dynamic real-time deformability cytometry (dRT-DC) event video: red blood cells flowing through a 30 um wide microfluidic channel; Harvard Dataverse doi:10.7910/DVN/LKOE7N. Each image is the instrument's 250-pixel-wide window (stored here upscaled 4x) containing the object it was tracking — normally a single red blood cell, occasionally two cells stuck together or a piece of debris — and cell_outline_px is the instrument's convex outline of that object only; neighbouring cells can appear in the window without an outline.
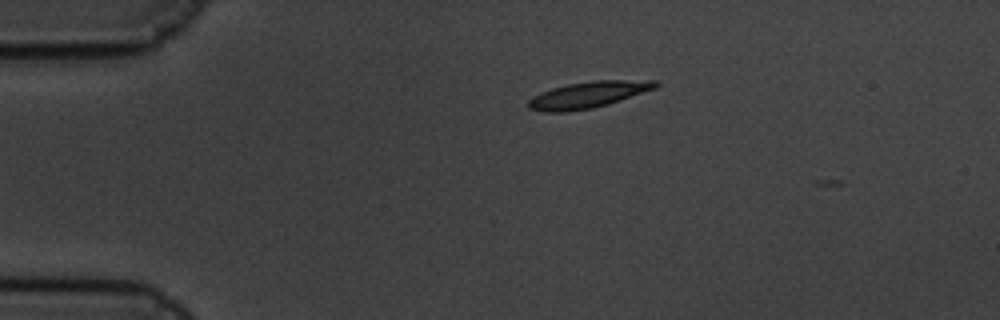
{"species": "common noctule bat (a hibernating species)", "species_latin": "Nyctalus noctula", "temperature_condition": "cold", "stored_images_in_passage": 7, "camera_frame_rate_fps": 3000, "um_per_image_px": 0.085, "animal": {"sex": "male", "body_mass_g": 19.5, "forearm_length_mm": 54.6}, "frame": {"image": 1, "passage_image": 5, "time_ms": 1.333, "image_size_px": [1000, 320], "cell_outline_px": [[660, 84], [656, 88], [608, 104], [592, 108], [568, 112], [544, 112], [528, 108], [528, 100], [532, 96], [540, 92], [552, 88], [568, 84], [592, 80], [660, 80]], "centroid_in_image_um": [49.99, 8.05], "position_along_channel_um": 35.0, "area_um2": 19.71}}